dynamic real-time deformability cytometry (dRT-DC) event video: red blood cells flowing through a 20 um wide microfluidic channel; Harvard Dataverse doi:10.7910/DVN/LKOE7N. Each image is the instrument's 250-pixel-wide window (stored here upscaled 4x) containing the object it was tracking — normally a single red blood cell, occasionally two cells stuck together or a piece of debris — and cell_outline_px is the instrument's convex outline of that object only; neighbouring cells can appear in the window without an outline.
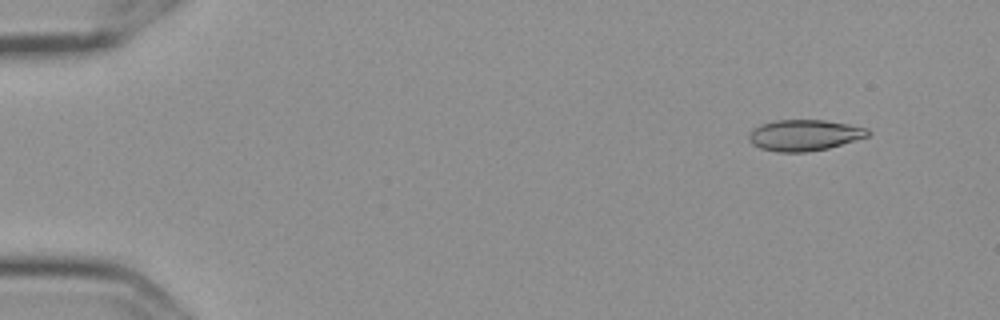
{"species": "Egyptian fruit bat (a non-hibernating species)", "species_latin": "Rousettus aegyptiacus", "temperature_condition": "cold", "stored_images_in_passage": 7, "camera_frame_rate_fps": 3000, "um_per_image_px": 0.085, "frame": {"image": 1, "passage_image": 1, "time_ms": 0.0, "image_size_px": [1000, 320], "cell_outline_px": [[872, 132], [868, 136], [828, 148], [804, 152], [776, 152], [760, 148], [752, 144], [748, 136], [752, 128], [760, 124], [776, 120], [824, 120], [848, 124], [868, 128]], "centroid_in_image_um": [68.35, 11.48], "position_along_channel_um": 16.6, "area_um2": 21.56}}
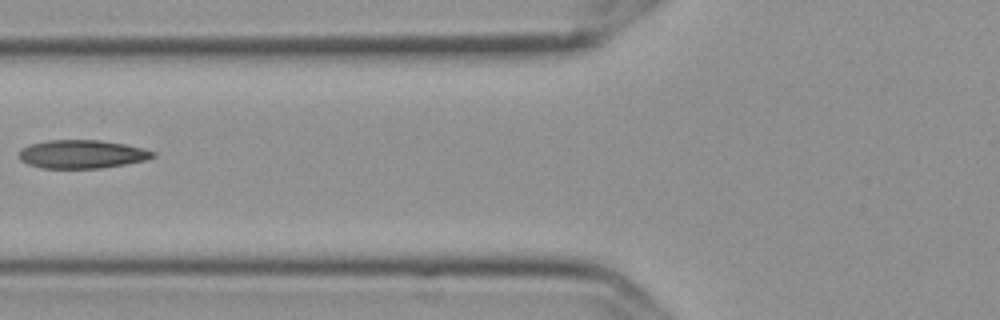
{"frame": {"image": 2, "passage_image": 6, "time_ms": 1.667, "image_size_px": [1000, 320], "cell_outline_px": [[156, 156], [144, 160], [124, 164], [100, 168], [40, 168], [28, 164], [20, 160], [20, 152], [28, 144], [48, 140], [100, 140], [124, 144], [144, 148], [156, 152]], "centroid_in_image_um": [6.97, 13.1], "position_along_channel_um": 118.8, "area_um2": 22.08}}
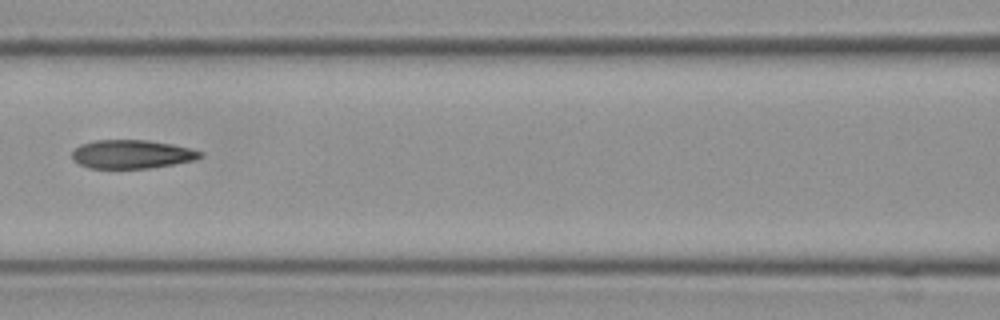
{"frame": {"image": 3, "passage_image": 7, "time_ms": 2.0, "image_size_px": [1000, 320], "cell_outline_px": [[204, 156], [196, 160], [148, 168], [88, 168], [72, 160], [72, 152], [80, 144], [96, 140], [148, 140], [172, 144], [204, 152]], "centroid_in_image_um": [11.21, 13.1], "position_along_channel_um": 155.4, "area_um2": 21.39}}